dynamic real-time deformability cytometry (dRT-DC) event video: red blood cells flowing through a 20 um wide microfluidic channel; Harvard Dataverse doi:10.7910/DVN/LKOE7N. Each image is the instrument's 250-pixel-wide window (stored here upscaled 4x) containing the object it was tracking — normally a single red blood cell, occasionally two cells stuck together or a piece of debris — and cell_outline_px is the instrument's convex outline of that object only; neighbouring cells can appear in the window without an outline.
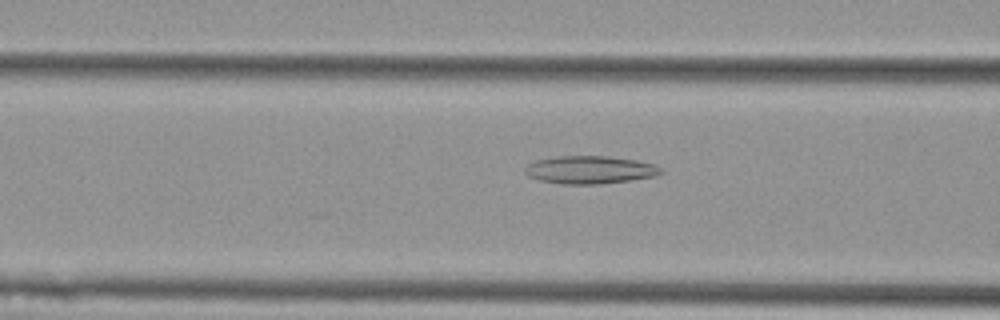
{"species": "Egyptian fruit bat (a non-hibernating species)", "species_latin": "Rousettus aegyptiacus", "temperature_condition": "cold", "stored_images_in_passage": 53, "camera_frame_rate_fps": 3000, "um_per_image_px": 0.085, "animal": {"sex": "female"}, "frame": {"image": 1, "passage_image": 21, "time_ms": 6.667, "image_size_px": [1000, 320], "cell_outline_px": [[664, 172], [656, 176], [632, 180], [600, 184], [560, 184], [540, 180], [528, 176], [524, 172], [524, 168], [528, 164], [536, 160], [556, 156], [608, 156], [636, 160], [656, 164], [664, 168]], "centroid_in_image_um": [50.18, 14.43], "position_along_channel_um": 116.4, "area_um2": 22.37}}
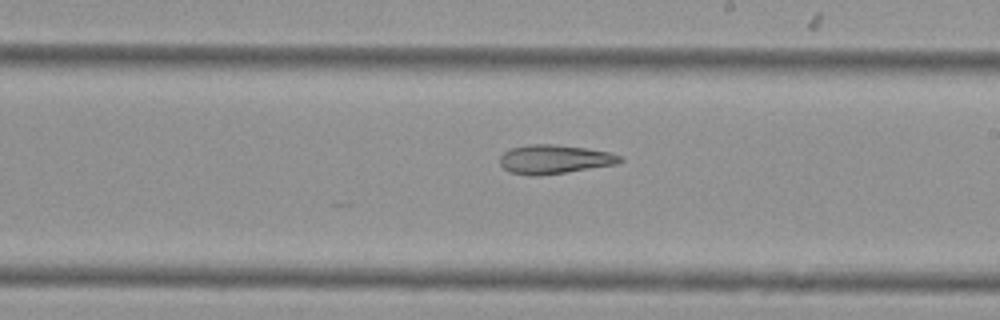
{"frame": {"image": 2, "passage_image": 31, "time_ms": 10.0, "image_size_px": [1000, 320], "cell_outline_px": [[624, 160], [616, 164], [564, 172], [536, 176], [532, 176], [508, 172], [500, 164], [500, 156], [508, 148], [528, 144], [552, 144], [584, 148], [612, 152], [620, 156]], "centroid_in_image_um": [47.08, 13.53], "position_along_channel_um": 241.9, "area_um2": 20.23}}
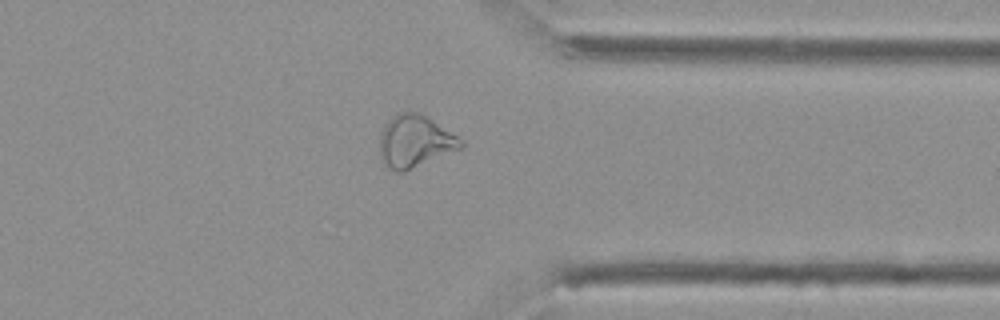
{"frame": {"image": 3, "passage_image": 42, "time_ms": 13.667, "image_size_px": [1000, 320], "cell_outline_px": [[464, 148], [404, 172], [396, 172], [384, 164], [380, 156], [380, 136], [384, 124], [396, 112], [408, 108], [420, 112], [464, 140]], "centroid_in_image_um": [35.28, 11.98], "position_along_channel_um": 376.1, "area_um2": 25.37}, "authors_computed_cell_mechanics": {"area_um2": 25.4898, "velocity_mm_per_s": 3.771, "shape_relaxation_time_tau1_ms": null, "shape_relaxation_time_tau2_ms": 8.2021, "deformation_change_tau1": null, "deformation_change_tau2": 0.2087}}